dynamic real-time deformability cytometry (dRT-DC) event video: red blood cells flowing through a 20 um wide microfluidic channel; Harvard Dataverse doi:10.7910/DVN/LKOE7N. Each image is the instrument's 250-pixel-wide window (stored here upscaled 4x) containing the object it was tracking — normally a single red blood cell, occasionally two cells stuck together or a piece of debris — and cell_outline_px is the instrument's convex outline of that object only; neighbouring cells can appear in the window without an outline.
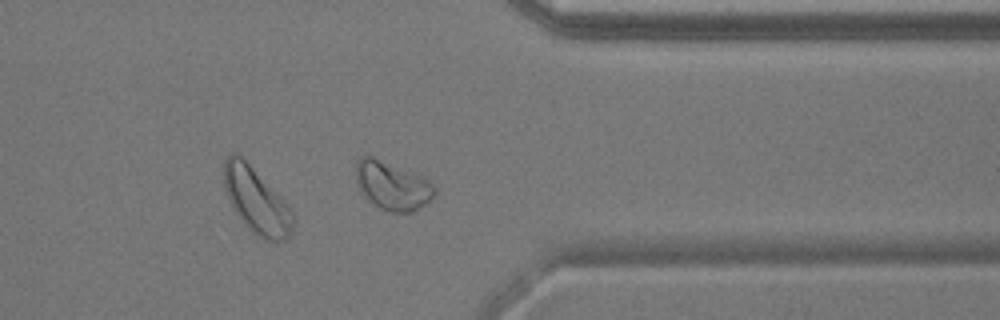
{"species": "common noctule bat (a hibernating species)", "species_latin": "Nyctalus noctula", "temperature_condition": "warm", "stored_images_in_passage": 38, "camera_frame_rate_fps": 3000, "um_per_image_px": 0.085, "animal": {"sex": "male", "body_mass_g": 17.9}, "frame": {"image": 1, "passage_image": 27, "time_ms": 8.667, "image_size_px": [1000, 320], "cell_outline_px": [[436, 196], [420, 208], [412, 212], [392, 212], [380, 208], [368, 200], [360, 188], [356, 180], [356, 160], [360, 156], [372, 156], [416, 176], [432, 184], [436, 188]], "centroid_in_image_um": [33.32, 15.81], "position_along_channel_um": 378.1, "area_um2": 21.5}}
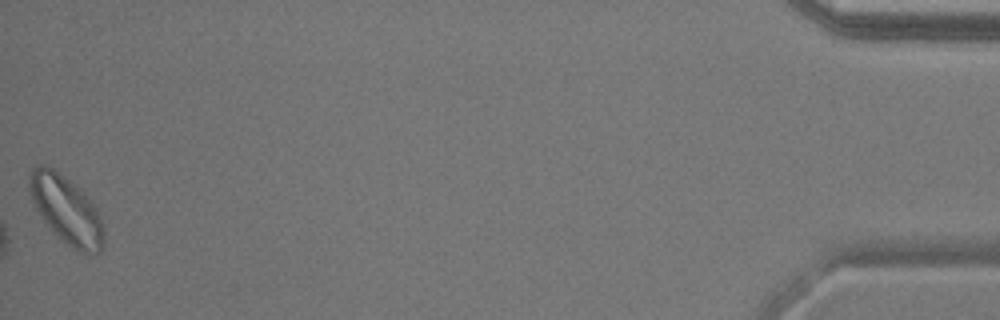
{"frame": {"image": 2, "passage_image": 38, "time_ms": 12.333, "image_size_px": [1000, 320], "cell_outline_px": [[104, 248], [100, 252], [80, 252], [56, 236], [44, 220], [36, 208], [28, 192], [28, 176], [32, 168], [36, 164], [48, 164], [80, 188], [88, 196], [96, 208], [104, 228]], "centroid_in_image_um": [5.62, 17.79], "position_along_channel_um": 429.6, "area_um2": 29.59}, "authors_computed_cell_mechanics": {"area_um2": 17.9469, "velocity_mm_per_s": 3.7679, "shape_relaxation_time_tau1_ms": 3.556, "shape_relaxation_time_tau2_ms": 5.4133, "deformation_change_tau1": 0.0993, "deformation_change_tau2": 0.0902}}